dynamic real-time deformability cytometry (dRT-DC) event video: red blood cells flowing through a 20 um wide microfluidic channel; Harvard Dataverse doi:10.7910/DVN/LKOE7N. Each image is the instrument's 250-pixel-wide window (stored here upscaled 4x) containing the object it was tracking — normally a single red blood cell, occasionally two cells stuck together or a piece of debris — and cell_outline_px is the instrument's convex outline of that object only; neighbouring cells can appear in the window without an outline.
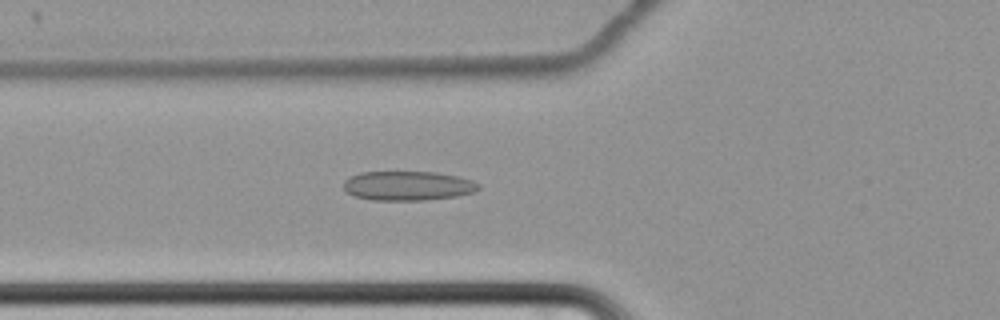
{"species": "common noctule bat (a hibernating species)", "species_latin": "Nyctalus noctula", "temperature_condition": "cold", "stored_images_in_passage": 64, "camera_frame_rate_fps": 3000, "um_per_image_px": 0.085, "animal": {"sex": "female", "body_mass_g": 22.7, "forearm_length_mm": 54.2}, "frame": {"image": 1, "passage_image": 27, "time_ms": 8.667, "image_size_px": [1000, 320], "cell_outline_px": [[480, 188], [476, 192], [456, 196], [424, 200], [372, 200], [352, 196], [344, 188], [344, 180], [348, 176], [360, 172], [436, 172], [460, 176], [472, 180], [480, 184]], "centroid_in_image_um": [34.68, 15.79], "position_along_channel_um": 91.1, "area_um2": 23.35}}
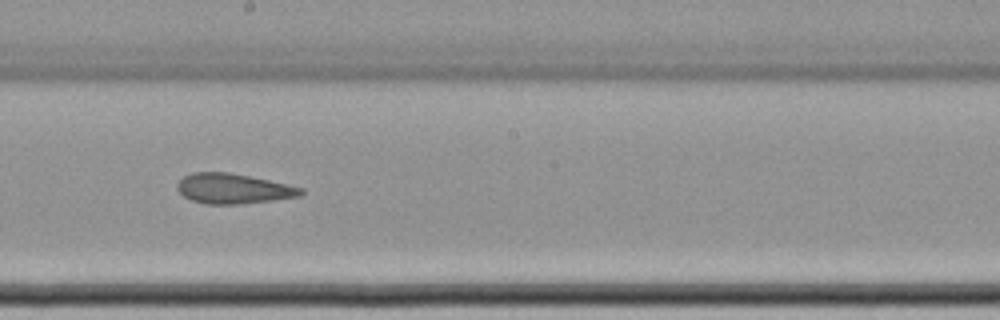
{"frame": {"image": 2, "passage_image": 39, "time_ms": 12.667, "image_size_px": [1000, 320], "cell_outline_px": [[304, 192], [300, 196], [272, 200], [240, 204], [204, 204], [192, 200], [184, 196], [176, 188], [176, 184], [184, 176], [192, 172], [228, 172], [268, 180], [304, 188]], "centroid_in_image_um": [19.81, 16.03], "position_along_channel_um": 228.4, "area_um2": 21.56}}
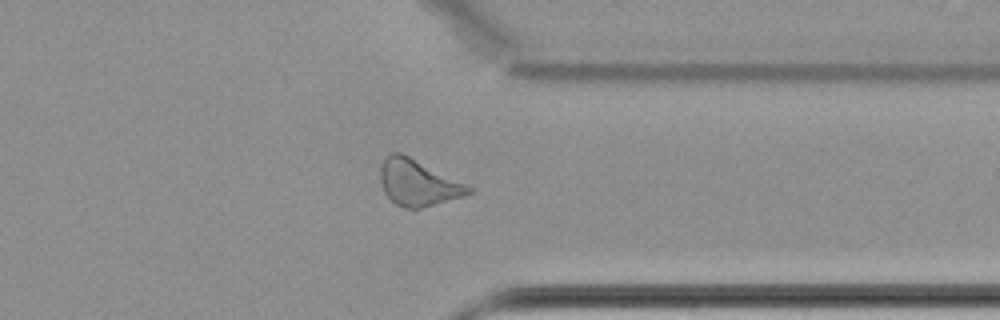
{"frame": {"image": 3, "passage_image": 52, "time_ms": 17.0, "image_size_px": [1000, 320], "cell_outline_px": [[472, 192], [464, 196], [424, 208], [404, 208], [396, 204], [384, 192], [380, 180], [380, 164], [392, 152], [400, 152], [472, 188]], "centroid_in_image_um": [35.49, 15.56], "position_along_channel_um": 375.9, "area_um2": 23.18}, "authors_computed_cell_mechanics": {"area_um2": 24.1893, "velocity_mm_per_s": 3.4361, "shape_relaxation_time_tau1_ms": null, "shape_relaxation_time_tau2_ms": 3.7578, "deformation_change_tau1": null, "deformation_change_tau2": 0.1176}}